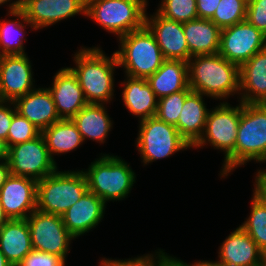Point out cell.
Listing matches in <instances>:
<instances>
[{
    "instance_id": "74e56055",
    "label": "cell",
    "mask_w": 266,
    "mask_h": 266,
    "mask_svg": "<svg viewBox=\"0 0 266 266\" xmlns=\"http://www.w3.org/2000/svg\"><path fill=\"white\" fill-rule=\"evenodd\" d=\"M16 112L14 102L0 100V138L5 141L7 140L12 117Z\"/></svg>"
},
{
    "instance_id": "7bdbcfd3",
    "label": "cell",
    "mask_w": 266,
    "mask_h": 266,
    "mask_svg": "<svg viewBox=\"0 0 266 266\" xmlns=\"http://www.w3.org/2000/svg\"><path fill=\"white\" fill-rule=\"evenodd\" d=\"M8 150L6 141L0 138V161L8 159Z\"/></svg>"
},
{
    "instance_id": "ee69618b",
    "label": "cell",
    "mask_w": 266,
    "mask_h": 266,
    "mask_svg": "<svg viewBox=\"0 0 266 266\" xmlns=\"http://www.w3.org/2000/svg\"><path fill=\"white\" fill-rule=\"evenodd\" d=\"M10 3L7 7H8V13L9 12H12V11H15L17 9L20 8V0H15L13 1L12 3L10 2V0H0V6H2L3 4H7V3Z\"/></svg>"
},
{
    "instance_id": "b9f144b4",
    "label": "cell",
    "mask_w": 266,
    "mask_h": 266,
    "mask_svg": "<svg viewBox=\"0 0 266 266\" xmlns=\"http://www.w3.org/2000/svg\"><path fill=\"white\" fill-rule=\"evenodd\" d=\"M182 264H183V266H228V265H225V264H223L222 262H220V261H217L216 260V262L214 261H198V262H196V263H193V264H187L186 262H184V261H180Z\"/></svg>"
},
{
    "instance_id": "ba28073f",
    "label": "cell",
    "mask_w": 266,
    "mask_h": 266,
    "mask_svg": "<svg viewBox=\"0 0 266 266\" xmlns=\"http://www.w3.org/2000/svg\"><path fill=\"white\" fill-rule=\"evenodd\" d=\"M139 123L135 144L143 165L168 158L180 150L192 148L175 126L163 122L156 116Z\"/></svg>"
},
{
    "instance_id": "7a4b0ae2",
    "label": "cell",
    "mask_w": 266,
    "mask_h": 266,
    "mask_svg": "<svg viewBox=\"0 0 266 266\" xmlns=\"http://www.w3.org/2000/svg\"><path fill=\"white\" fill-rule=\"evenodd\" d=\"M187 66L192 91L225 101L230 95H239V66L219 53L193 56Z\"/></svg>"
},
{
    "instance_id": "7c38bea8",
    "label": "cell",
    "mask_w": 266,
    "mask_h": 266,
    "mask_svg": "<svg viewBox=\"0 0 266 266\" xmlns=\"http://www.w3.org/2000/svg\"><path fill=\"white\" fill-rule=\"evenodd\" d=\"M266 48V35L247 20L221 29L219 54L239 67Z\"/></svg>"
},
{
    "instance_id": "6da1fadb",
    "label": "cell",
    "mask_w": 266,
    "mask_h": 266,
    "mask_svg": "<svg viewBox=\"0 0 266 266\" xmlns=\"http://www.w3.org/2000/svg\"><path fill=\"white\" fill-rule=\"evenodd\" d=\"M73 58L76 67L69 68L77 76L86 102L110 103L114 96V71L119 67L115 52L110 58L100 47H81Z\"/></svg>"
},
{
    "instance_id": "ffe728a7",
    "label": "cell",
    "mask_w": 266,
    "mask_h": 266,
    "mask_svg": "<svg viewBox=\"0 0 266 266\" xmlns=\"http://www.w3.org/2000/svg\"><path fill=\"white\" fill-rule=\"evenodd\" d=\"M239 96L241 103L266 104V48L239 67Z\"/></svg>"
},
{
    "instance_id": "8fae6325",
    "label": "cell",
    "mask_w": 266,
    "mask_h": 266,
    "mask_svg": "<svg viewBox=\"0 0 266 266\" xmlns=\"http://www.w3.org/2000/svg\"><path fill=\"white\" fill-rule=\"evenodd\" d=\"M33 249L67 258L75 238L63 223L62 216L34 210L27 218Z\"/></svg>"
},
{
    "instance_id": "f6af8a7d",
    "label": "cell",
    "mask_w": 266,
    "mask_h": 266,
    "mask_svg": "<svg viewBox=\"0 0 266 266\" xmlns=\"http://www.w3.org/2000/svg\"><path fill=\"white\" fill-rule=\"evenodd\" d=\"M10 220V218L8 217V215L5 213V210L3 209L2 205H1V201H0V228L6 224L8 221Z\"/></svg>"
},
{
    "instance_id": "ac0fdd59",
    "label": "cell",
    "mask_w": 266,
    "mask_h": 266,
    "mask_svg": "<svg viewBox=\"0 0 266 266\" xmlns=\"http://www.w3.org/2000/svg\"><path fill=\"white\" fill-rule=\"evenodd\" d=\"M218 253V261L228 266H266L265 253L240 226L226 237Z\"/></svg>"
},
{
    "instance_id": "2e32d148",
    "label": "cell",
    "mask_w": 266,
    "mask_h": 266,
    "mask_svg": "<svg viewBox=\"0 0 266 266\" xmlns=\"http://www.w3.org/2000/svg\"><path fill=\"white\" fill-rule=\"evenodd\" d=\"M145 15V25L154 35L165 59H190L189 48L184 35L183 23L170 20L157 11L153 15Z\"/></svg>"
},
{
    "instance_id": "836d02e7",
    "label": "cell",
    "mask_w": 266,
    "mask_h": 266,
    "mask_svg": "<svg viewBox=\"0 0 266 266\" xmlns=\"http://www.w3.org/2000/svg\"><path fill=\"white\" fill-rule=\"evenodd\" d=\"M192 91L190 87L158 99L156 117L176 127L186 96Z\"/></svg>"
},
{
    "instance_id": "3957f363",
    "label": "cell",
    "mask_w": 266,
    "mask_h": 266,
    "mask_svg": "<svg viewBox=\"0 0 266 266\" xmlns=\"http://www.w3.org/2000/svg\"><path fill=\"white\" fill-rule=\"evenodd\" d=\"M251 160L266 162V104L263 103H241L235 150L223 161L220 176H228Z\"/></svg>"
},
{
    "instance_id": "4fadbf2b",
    "label": "cell",
    "mask_w": 266,
    "mask_h": 266,
    "mask_svg": "<svg viewBox=\"0 0 266 266\" xmlns=\"http://www.w3.org/2000/svg\"><path fill=\"white\" fill-rule=\"evenodd\" d=\"M20 9L34 30L79 14L86 17V0H20Z\"/></svg>"
},
{
    "instance_id": "9a60e30c",
    "label": "cell",
    "mask_w": 266,
    "mask_h": 266,
    "mask_svg": "<svg viewBox=\"0 0 266 266\" xmlns=\"http://www.w3.org/2000/svg\"><path fill=\"white\" fill-rule=\"evenodd\" d=\"M37 180L10 174L0 189V201L10 219H26L36 210Z\"/></svg>"
},
{
    "instance_id": "277c9868",
    "label": "cell",
    "mask_w": 266,
    "mask_h": 266,
    "mask_svg": "<svg viewBox=\"0 0 266 266\" xmlns=\"http://www.w3.org/2000/svg\"><path fill=\"white\" fill-rule=\"evenodd\" d=\"M129 165L121 157L103 153L91 162L88 169L83 170L88 191L100 197L105 204L124 200L136 183L135 172Z\"/></svg>"
},
{
    "instance_id": "8992f818",
    "label": "cell",
    "mask_w": 266,
    "mask_h": 266,
    "mask_svg": "<svg viewBox=\"0 0 266 266\" xmlns=\"http://www.w3.org/2000/svg\"><path fill=\"white\" fill-rule=\"evenodd\" d=\"M37 181L36 209L62 216L87 192V180L82 170L58 171Z\"/></svg>"
},
{
    "instance_id": "4316f807",
    "label": "cell",
    "mask_w": 266,
    "mask_h": 266,
    "mask_svg": "<svg viewBox=\"0 0 266 266\" xmlns=\"http://www.w3.org/2000/svg\"><path fill=\"white\" fill-rule=\"evenodd\" d=\"M105 104L87 103L73 118L85 142L87 138L100 144L105 143L113 120L107 113Z\"/></svg>"
},
{
    "instance_id": "e0dca14e",
    "label": "cell",
    "mask_w": 266,
    "mask_h": 266,
    "mask_svg": "<svg viewBox=\"0 0 266 266\" xmlns=\"http://www.w3.org/2000/svg\"><path fill=\"white\" fill-rule=\"evenodd\" d=\"M52 95L60 119H72L86 104L77 76L69 67L61 68L53 77Z\"/></svg>"
},
{
    "instance_id": "f546056e",
    "label": "cell",
    "mask_w": 266,
    "mask_h": 266,
    "mask_svg": "<svg viewBox=\"0 0 266 266\" xmlns=\"http://www.w3.org/2000/svg\"><path fill=\"white\" fill-rule=\"evenodd\" d=\"M250 215L242 225H239L266 253V204L259 200L254 194L251 200Z\"/></svg>"
},
{
    "instance_id": "4dcf8cb0",
    "label": "cell",
    "mask_w": 266,
    "mask_h": 266,
    "mask_svg": "<svg viewBox=\"0 0 266 266\" xmlns=\"http://www.w3.org/2000/svg\"><path fill=\"white\" fill-rule=\"evenodd\" d=\"M247 5L245 0H220L211 21L220 29L245 21Z\"/></svg>"
},
{
    "instance_id": "8d00e7d4",
    "label": "cell",
    "mask_w": 266,
    "mask_h": 266,
    "mask_svg": "<svg viewBox=\"0 0 266 266\" xmlns=\"http://www.w3.org/2000/svg\"><path fill=\"white\" fill-rule=\"evenodd\" d=\"M246 20L266 35V0L248 2Z\"/></svg>"
},
{
    "instance_id": "5bb4252c",
    "label": "cell",
    "mask_w": 266,
    "mask_h": 266,
    "mask_svg": "<svg viewBox=\"0 0 266 266\" xmlns=\"http://www.w3.org/2000/svg\"><path fill=\"white\" fill-rule=\"evenodd\" d=\"M27 54L4 55L0 60V100L14 102L31 92L34 78Z\"/></svg>"
},
{
    "instance_id": "ab89813d",
    "label": "cell",
    "mask_w": 266,
    "mask_h": 266,
    "mask_svg": "<svg viewBox=\"0 0 266 266\" xmlns=\"http://www.w3.org/2000/svg\"><path fill=\"white\" fill-rule=\"evenodd\" d=\"M255 175L253 194L266 204V169L258 170Z\"/></svg>"
},
{
    "instance_id": "d6986e66",
    "label": "cell",
    "mask_w": 266,
    "mask_h": 266,
    "mask_svg": "<svg viewBox=\"0 0 266 266\" xmlns=\"http://www.w3.org/2000/svg\"><path fill=\"white\" fill-rule=\"evenodd\" d=\"M106 204L94 193L87 192L63 215V223L69 233L77 238L96 228L104 218Z\"/></svg>"
},
{
    "instance_id": "30bf717a",
    "label": "cell",
    "mask_w": 266,
    "mask_h": 266,
    "mask_svg": "<svg viewBox=\"0 0 266 266\" xmlns=\"http://www.w3.org/2000/svg\"><path fill=\"white\" fill-rule=\"evenodd\" d=\"M10 174L40 180L58 169L42 134L33 140L18 143L8 150Z\"/></svg>"
},
{
    "instance_id": "9c48e42d",
    "label": "cell",
    "mask_w": 266,
    "mask_h": 266,
    "mask_svg": "<svg viewBox=\"0 0 266 266\" xmlns=\"http://www.w3.org/2000/svg\"><path fill=\"white\" fill-rule=\"evenodd\" d=\"M241 117V102L232 107L228 102L208 111L202 137L193 148H202L207 143L213 148L224 151V160L235 150L238 125Z\"/></svg>"
},
{
    "instance_id": "f1b7e54d",
    "label": "cell",
    "mask_w": 266,
    "mask_h": 266,
    "mask_svg": "<svg viewBox=\"0 0 266 266\" xmlns=\"http://www.w3.org/2000/svg\"><path fill=\"white\" fill-rule=\"evenodd\" d=\"M7 15L17 19L0 20V52L2 56L26 54L23 45V41L27 40L26 38L24 39V34L26 33L23 32L25 30L24 24H29L28 26H30L32 30L34 27L25 19L24 12L20 8L9 12Z\"/></svg>"
},
{
    "instance_id": "7402d4cb",
    "label": "cell",
    "mask_w": 266,
    "mask_h": 266,
    "mask_svg": "<svg viewBox=\"0 0 266 266\" xmlns=\"http://www.w3.org/2000/svg\"><path fill=\"white\" fill-rule=\"evenodd\" d=\"M126 79L121 82L124 86L122 99L124 106L136 117L139 122L156 115L158 98L154 94L145 78H134L125 75Z\"/></svg>"
},
{
    "instance_id": "83f0119b",
    "label": "cell",
    "mask_w": 266,
    "mask_h": 266,
    "mask_svg": "<svg viewBox=\"0 0 266 266\" xmlns=\"http://www.w3.org/2000/svg\"><path fill=\"white\" fill-rule=\"evenodd\" d=\"M43 135L51 158L73 151L83 144L84 140L72 119H60L48 128Z\"/></svg>"
},
{
    "instance_id": "d4e9b609",
    "label": "cell",
    "mask_w": 266,
    "mask_h": 266,
    "mask_svg": "<svg viewBox=\"0 0 266 266\" xmlns=\"http://www.w3.org/2000/svg\"><path fill=\"white\" fill-rule=\"evenodd\" d=\"M33 249L27 219H10L0 228V250L17 266Z\"/></svg>"
},
{
    "instance_id": "484cf974",
    "label": "cell",
    "mask_w": 266,
    "mask_h": 266,
    "mask_svg": "<svg viewBox=\"0 0 266 266\" xmlns=\"http://www.w3.org/2000/svg\"><path fill=\"white\" fill-rule=\"evenodd\" d=\"M147 82L158 99L185 90L189 87L187 62L166 59Z\"/></svg>"
},
{
    "instance_id": "52a82bcc",
    "label": "cell",
    "mask_w": 266,
    "mask_h": 266,
    "mask_svg": "<svg viewBox=\"0 0 266 266\" xmlns=\"http://www.w3.org/2000/svg\"><path fill=\"white\" fill-rule=\"evenodd\" d=\"M143 0H86V16L117 38L145 25Z\"/></svg>"
},
{
    "instance_id": "d590c367",
    "label": "cell",
    "mask_w": 266,
    "mask_h": 266,
    "mask_svg": "<svg viewBox=\"0 0 266 266\" xmlns=\"http://www.w3.org/2000/svg\"><path fill=\"white\" fill-rule=\"evenodd\" d=\"M65 258L32 249L17 266H65Z\"/></svg>"
},
{
    "instance_id": "d6a6232c",
    "label": "cell",
    "mask_w": 266,
    "mask_h": 266,
    "mask_svg": "<svg viewBox=\"0 0 266 266\" xmlns=\"http://www.w3.org/2000/svg\"><path fill=\"white\" fill-rule=\"evenodd\" d=\"M157 12L167 19L181 23L198 18L196 0H161Z\"/></svg>"
},
{
    "instance_id": "e575fe53",
    "label": "cell",
    "mask_w": 266,
    "mask_h": 266,
    "mask_svg": "<svg viewBox=\"0 0 266 266\" xmlns=\"http://www.w3.org/2000/svg\"><path fill=\"white\" fill-rule=\"evenodd\" d=\"M40 134L41 131L35 125L16 112L12 117L6 144L9 148L15 144L33 140Z\"/></svg>"
},
{
    "instance_id": "f35d334b",
    "label": "cell",
    "mask_w": 266,
    "mask_h": 266,
    "mask_svg": "<svg viewBox=\"0 0 266 266\" xmlns=\"http://www.w3.org/2000/svg\"><path fill=\"white\" fill-rule=\"evenodd\" d=\"M220 0H196L198 18L211 20Z\"/></svg>"
},
{
    "instance_id": "603a6c76",
    "label": "cell",
    "mask_w": 266,
    "mask_h": 266,
    "mask_svg": "<svg viewBox=\"0 0 266 266\" xmlns=\"http://www.w3.org/2000/svg\"><path fill=\"white\" fill-rule=\"evenodd\" d=\"M201 93L191 91L184 101L176 125L179 134L193 147L202 137L209 109Z\"/></svg>"
},
{
    "instance_id": "1f68e13d",
    "label": "cell",
    "mask_w": 266,
    "mask_h": 266,
    "mask_svg": "<svg viewBox=\"0 0 266 266\" xmlns=\"http://www.w3.org/2000/svg\"><path fill=\"white\" fill-rule=\"evenodd\" d=\"M157 250L155 255L150 253L125 260L102 258L100 266H177L180 263L179 258L167 255L164 250Z\"/></svg>"
},
{
    "instance_id": "cb8c5ba5",
    "label": "cell",
    "mask_w": 266,
    "mask_h": 266,
    "mask_svg": "<svg viewBox=\"0 0 266 266\" xmlns=\"http://www.w3.org/2000/svg\"><path fill=\"white\" fill-rule=\"evenodd\" d=\"M190 58L219 52L221 29L211 20L196 18L183 23Z\"/></svg>"
},
{
    "instance_id": "5b68a950",
    "label": "cell",
    "mask_w": 266,
    "mask_h": 266,
    "mask_svg": "<svg viewBox=\"0 0 266 266\" xmlns=\"http://www.w3.org/2000/svg\"><path fill=\"white\" fill-rule=\"evenodd\" d=\"M119 42V50L115 54L118 66L124 68L127 76L147 79L166 60L146 25L121 36Z\"/></svg>"
},
{
    "instance_id": "44dd1931",
    "label": "cell",
    "mask_w": 266,
    "mask_h": 266,
    "mask_svg": "<svg viewBox=\"0 0 266 266\" xmlns=\"http://www.w3.org/2000/svg\"><path fill=\"white\" fill-rule=\"evenodd\" d=\"M17 112L41 132L60 120L48 88H35L14 101Z\"/></svg>"
},
{
    "instance_id": "bcb514c9",
    "label": "cell",
    "mask_w": 266,
    "mask_h": 266,
    "mask_svg": "<svg viewBox=\"0 0 266 266\" xmlns=\"http://www.w3.org/2000/svg\"><path fill=\"white\" fill-rule=\"evenodd\" d=\"M0 266H12V264L6 259L5 255L0 250Z\"/></svg>"
},
{
    "instance_id": "60d3db41",
    "label": "cell",
    "mask_w": 266,
    "mask_h": 266,
    "mask_svg": "<svg viewBox=\"0 0 266 266\" xmlns=\"http://www.w3.org/2000/svg\"><path fill=\"white\" fill-rule=\"evenodd\" d=\"M10 175L9 163L7 160L0 161V189Z\"/></svg>"
}]
</instances>
